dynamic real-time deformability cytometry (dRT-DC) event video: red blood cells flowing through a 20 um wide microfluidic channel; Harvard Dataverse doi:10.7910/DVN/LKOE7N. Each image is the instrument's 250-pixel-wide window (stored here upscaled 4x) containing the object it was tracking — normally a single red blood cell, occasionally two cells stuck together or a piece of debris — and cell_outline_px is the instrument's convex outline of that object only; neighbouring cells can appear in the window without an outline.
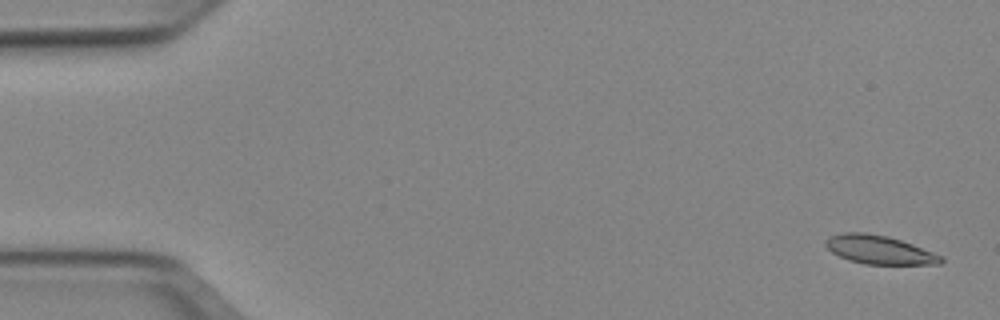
{"species": "Egyptian fruit bat (a non-hibernating species)", "species_latin": "Rousettus aegyptiacus", "temperature_condition": "cold", "stored_images_in_passage": 52, "camera_frame_rate_fps": 3000, "um_per_image_px": 0.085, "animal": {"sex": "female"}, "frame": {"image": 1, "passage_image": 2, "time_ms": 0.333, "image_size_px": [1000, 320], "cell_outline_px": [[944, 260], [940, 264], [864, 264], [848, 260], [832, 252], [824, 244], [824, 240], [828, 236], [844, 232], [864, 232], [888, 236], [912, 244], [944, 256]], "centroid_in_image_um": [74.72, 21.22], "position_along_channel_um": 10.3, "area_um2": 19.31}}
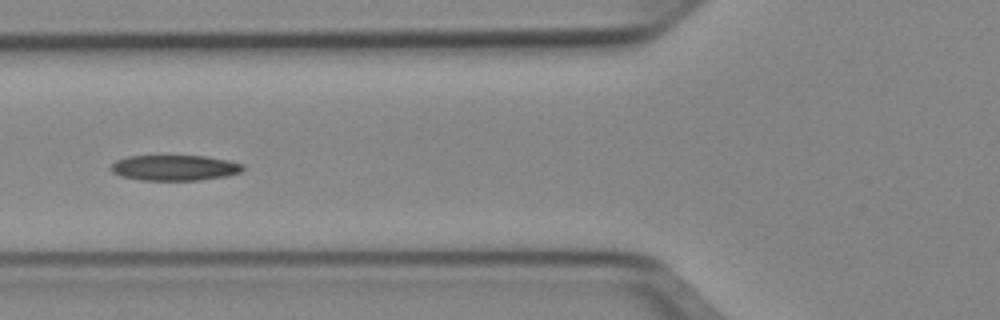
{"frame": {"image": 2, "passage_image": 20, "time_ms": 6.333, "image_size_px": [1000, 320], "cell_outline_px": [[244, 168], [240, 172], [224, 176], [200, 180], [140, 180], [120, 176], [112, 172], [108, 168], [116, 160], [128, 156], [204, 156], [228, 160], [244, 164]], "centroid_in_image_um": [14.8, 14.26], "position_along_channel_um": 111.0, "area_um2": 19.65}}
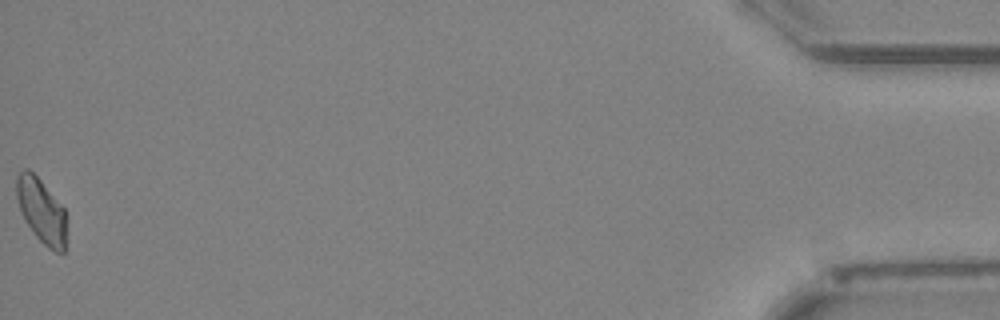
{"frame": {"image": 3, "passage_image": 52, "time_ms": 17.0, "image_size_px": [1000, 320], "cell_outline_px": [[68, 216], [64, 252], [56, 252], [48, 248], [36, 236], [24, 220], [16, 196], [16, 176], [24, 168], [28, 168], [40, 180], [64, 208]], "centroid_in_image_um": [3.54, 17.92], "position_along_channel_um": 431.7, "area_um2": 18.9}, "authors_computed_cell_mechanics": {"area_um2": 19.5653, "velocity_mm_per_s": 3.9241, "shape_relaxation_time_tau1_ms": null, "shape_relaxation_time_tau2_ms": 7.5163, "deformation_change_tau1": null, "deformation_change_tau2": 0.1479}}